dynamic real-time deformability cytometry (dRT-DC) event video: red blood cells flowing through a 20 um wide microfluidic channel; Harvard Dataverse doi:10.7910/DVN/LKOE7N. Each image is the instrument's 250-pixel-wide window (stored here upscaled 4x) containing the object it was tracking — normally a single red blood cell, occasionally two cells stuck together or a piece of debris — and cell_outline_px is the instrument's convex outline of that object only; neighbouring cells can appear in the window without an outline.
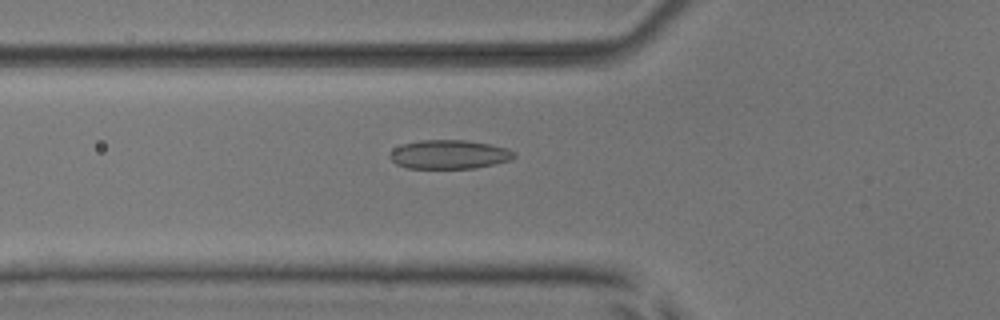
{"species": "common noctule bat (a hibernating species)", "species_latin": "Nyctalus noctula", "temperature_condition": "room temperature", "stored_images_in_passage": 43, "camera_frame_rate_fps": 3000, "um_per_image_px": 0.085, "animal": {"sex": "male", "body_mass_g": 17.9, "forearm_length_mm": 54.2}, "frame": {"image": 1, "passage_image": 19, "time_ms": 6.0, "image_size_px": [1000, 320], "cell_outline_px": [[516, 156], [508, 160], [476, 168], [408, 168], [396, 164], [388, 156], [396, 148], [404, 144], [420, 140], [468, 140], [492, 144], [508, 148], [516, 152]], "centroid_in_image_um": [38.22, 13.12], "position_along_channel_um": 87.6, "area_um2": 20.87}}
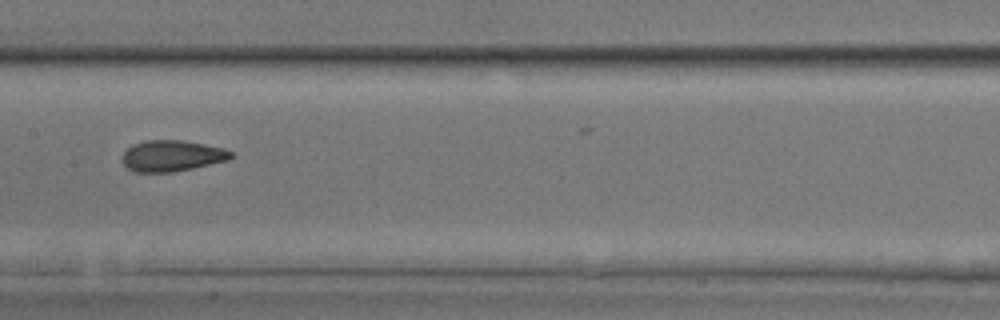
{"frame": {"image": 2, "passage_image": 27, "time_ms": 8.667, "image_size_px": [1000, 320], "cell_outline_px": [[236, 156], [228, 160], [192, 168], [172, 172], [136, 172], [128, 168], [120, 160], [120, 156], [132, 144], [144, 140], [180, 140], [204, 144], [224, 148], [236, 152]], "centroid_in_image_um": [14.62, 13.24], "position_along_channel_um": 192.8, "area_um2": 19.94}}
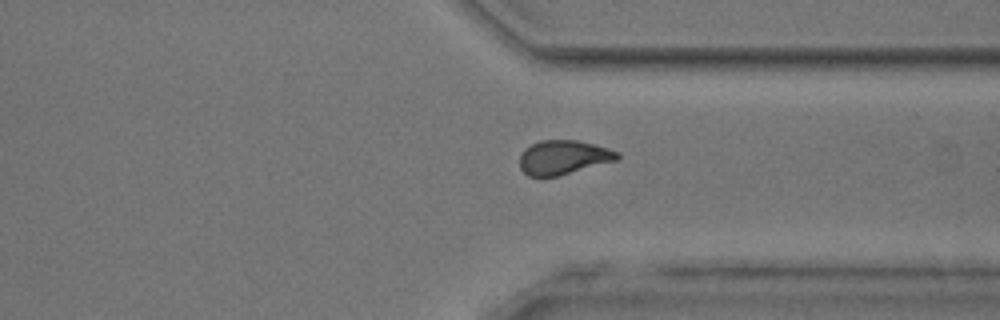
{"frame": {"image": 3, "passage_image": 40, "time_ms": 13.0, "image_size_px": [1000, 320], "cell_outline_px": [[620, 156], [616, 160], [556, 176], [528, 176], [520, 168], [520, 156], [524, 148], [540, 140], [576, 140], [608, 148], [620, 152]], "centroid_in_image_um": [47.86, 13.36], "position_along_channel_um": 363.5, "area_um2": 19.19}}